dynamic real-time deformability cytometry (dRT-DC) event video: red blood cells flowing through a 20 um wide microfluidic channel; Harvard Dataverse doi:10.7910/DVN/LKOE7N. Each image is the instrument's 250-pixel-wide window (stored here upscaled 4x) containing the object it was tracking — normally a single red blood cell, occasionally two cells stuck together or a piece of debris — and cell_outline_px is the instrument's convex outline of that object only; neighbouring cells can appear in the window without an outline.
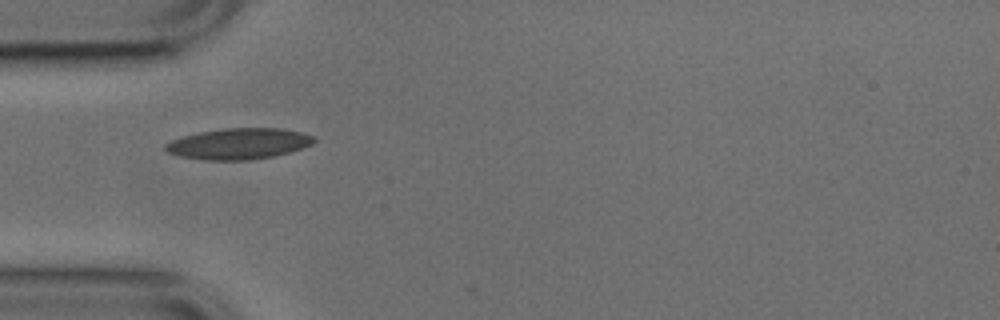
{"species": "common noctule bat (a hibernating species)", "species_latin": "Nyctalus noctula", "temperature_condition": "cold", "stored_images_in_passage": 7, "camera_frame_rate_fps": 3000, "um_per_image_px": 0.085, "animal": {"sex": "male", "body_mass_g": 17.9, "forearm_length_mm": 54.2}, "frame": {"image": 1, "passage_image": 5, "time_ms": 1.333, "image_size_px": [1000, 320], "cell_outline_px": [[316, 140], [312, 144], [288, 152], [272, 156], [248, 160], [204, 160], [180, 156], [168, 152], [164, 148], [164, 144], [172, 140], [184, 136], [200, 132], [224, 128], [280, 128], [300, 132], [316, 136]], "centroid_in_image_um": [20.29, 12.21], "position_along_channel_um": 64.7, "area_um2": 26.65}}